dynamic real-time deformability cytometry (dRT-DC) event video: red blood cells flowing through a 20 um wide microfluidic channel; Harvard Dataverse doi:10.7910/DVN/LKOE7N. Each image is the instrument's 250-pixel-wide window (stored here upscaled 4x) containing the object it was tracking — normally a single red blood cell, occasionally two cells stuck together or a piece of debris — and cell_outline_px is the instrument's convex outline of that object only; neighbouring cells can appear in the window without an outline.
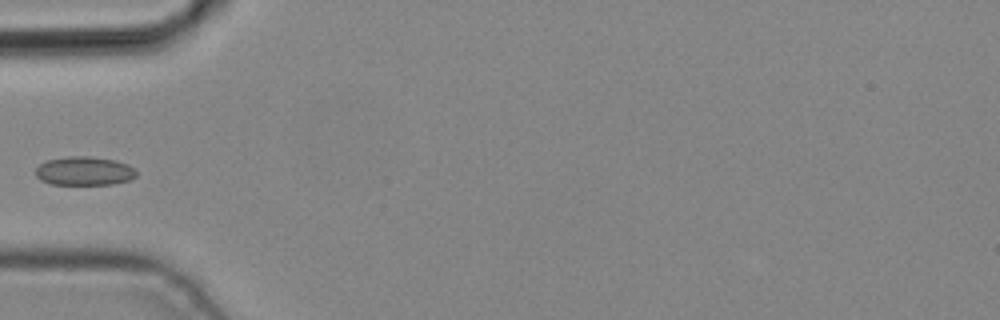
{"species": "common noctule bat (a hibernating species)", "species_latin": "Nyctalus noctula", "temperature_condition": "cold", "stored_images_in_passage": 4, "camera_frame_rate_fps": 3000, "um_per_image_px": 0.085, "animal": {"sex": "male", "body_mass_g": 19.2, "forearm_length_mm": 51.8}, "frame": {"image": 1, "passage_image": 4, "time_ms": 1.0, "image_size_px": [1000, 320], "cell_outline_px": [[136, 176], [128, 180], [112, 184], [52, 184], [40, 180], [36, 176], [36, 168], [40, 164], [48, 160], [64, 156], [92, 156], [116, 160], [128, 164], [136, 168]], "centroid_in_image_um": [7.18, 14.52], "position_along_channel_um": 77.8, "area_um2": 16.99}}